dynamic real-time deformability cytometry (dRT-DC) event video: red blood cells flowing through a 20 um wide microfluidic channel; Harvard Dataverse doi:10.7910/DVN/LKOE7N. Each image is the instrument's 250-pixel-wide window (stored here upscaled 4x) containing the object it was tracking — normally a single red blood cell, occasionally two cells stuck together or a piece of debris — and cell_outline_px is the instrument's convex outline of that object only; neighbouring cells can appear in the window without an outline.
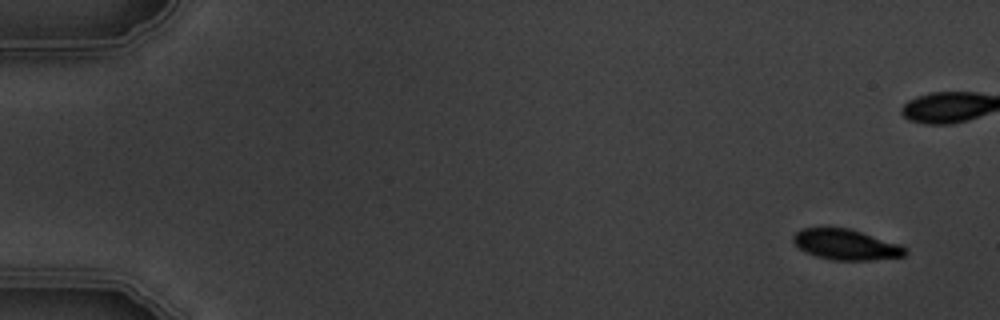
{"species": "common noctule bat (a hibernating species)", "species_latin": "Nyctalus noctula", "temperature_condition": "warm", "stored_images_in_passage": 6, "camera_frame_rate_fps": 3000, "um_per_image_px": 0.085, "animal": {"sex": "male", "body_mass_g": 19.5, "forearm_length_mm": 54.6}, "frame": {"image": 1, "passage_image": 1, "time_ms": 0.0, "image_size_px": [1000, 320], "cell_outline_px": [[908, 252], [904, 256], [872, 260], [832, 260], [816, 256], [804, 252], [792, 240], [792, 236], [800, 228], [848, 228], [900, 244], [908, 248]], "centroid_in_image_um": [71.91, 20.79], "position_along_channel_um": 13.1, "area_um2": 19.94}}
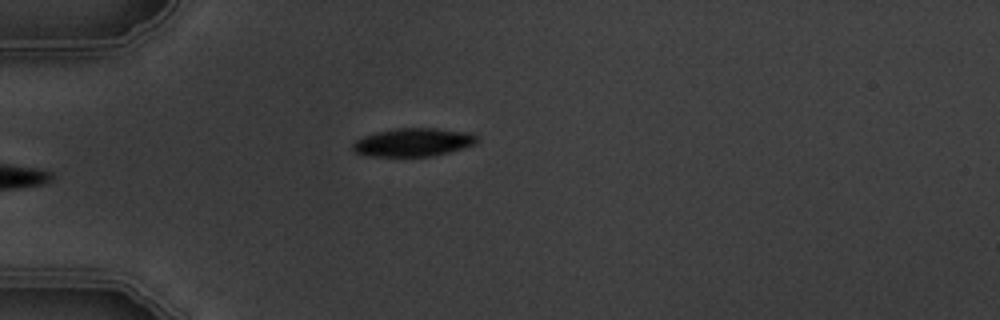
{"frame": {"image": 2, "passage_image": 6, "time_ms": 5.667, "image_size_px": [1000, 320], "cell_outline_px": [[476, 144], [464, 148], [432, 156], [372, 156], [356, 152], [352, 148], [352, 144], [356, 140], [364, 136], [376, 132], [396, 128], [432, 128], [468, 132], [476, 136]], "centroid_in_image_um": [35.12, 12.09], "position_along_channel_um": 49.9, "area_um2": 20.23}}